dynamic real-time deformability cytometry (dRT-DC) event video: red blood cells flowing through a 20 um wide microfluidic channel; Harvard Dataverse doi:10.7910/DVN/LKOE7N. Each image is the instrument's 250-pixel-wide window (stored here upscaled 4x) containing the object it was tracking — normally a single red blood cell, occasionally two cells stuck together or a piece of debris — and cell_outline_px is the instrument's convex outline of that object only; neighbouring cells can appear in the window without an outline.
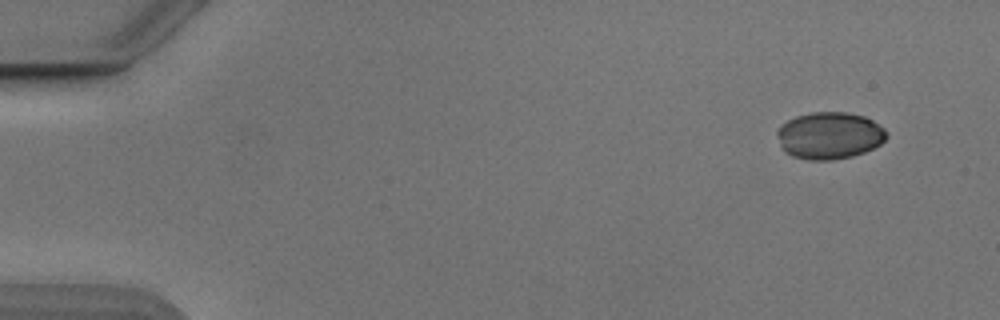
{"species": "Egyptian fruit bat (a non-hibernating species)", "species_latin": "Rousettus aegyptiacus", "temperature_condition": "cold", "stored_images_in_passage": 50, "camera_frame_rate_fps": 3000, "um_per_image_px": 0.085, "animal": {"sex": "male"}, "frame": {"image": 1, "passage_image": 1, "time_ms": 0.0, "image_size_px": [1000, 320], "cell_outline_px": [[888, 136], [880, 144], [864, 152], [852, 156], [832, 160], [808, 160], [792, 156], [784, 152], [776, 132], [780, 124], [796, 116], [812, 112], [848, 112], [864, 116], [872, 120], [884, 128]], "centroid_in_image_um": [70.49, 11.52], "position_along_channel_um": 14.5, "area_um2": 30.06}}
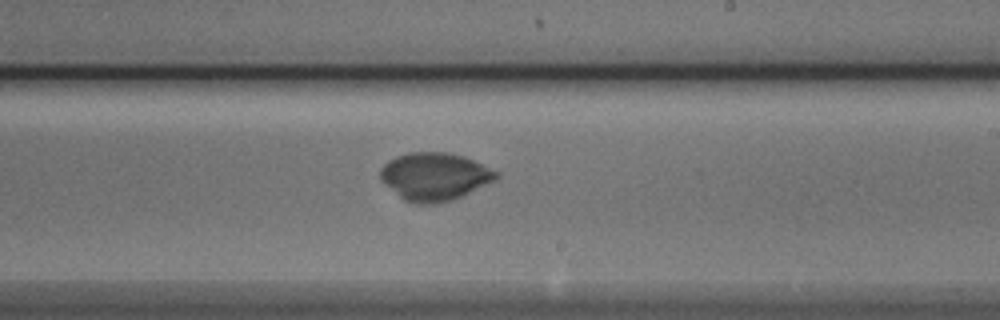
{"frame": {"image": 2, "passage_image": 29, "time_ms": 9.333, "image_size_px": [1000, 320], "cell_outline_px": [[500, 176], [496, 180], [464, 196], [452, 200], [436, 204], [416, 204], [404, 200], [384, 184], [380, 180], [380, 168], [388, 160], [396, 156], [408, 152], [448, 152], [464, 156], [500, 172]], "centroid_in_image_um": [36.95, 15.01], "position_along_channel_um": 252.0, "area_um2": 32.77}}
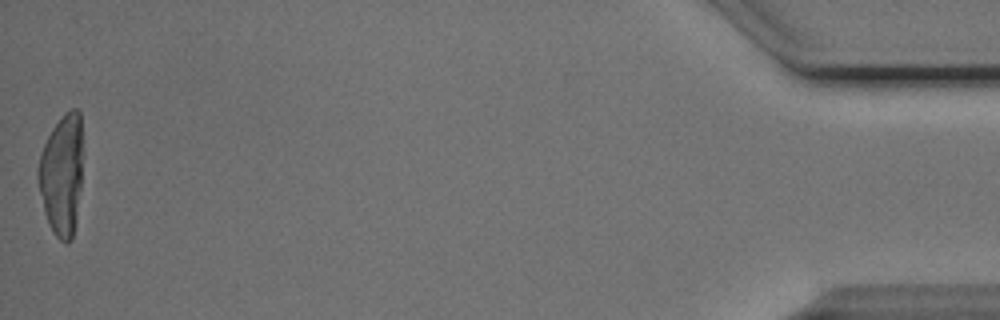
{"frame": {"image": 3, "passage_image": 50, "time_ms": 16.333, "image_size_px": [1000, 320], "cell_outline_px": [[80, 188], [76, 220], [72, 240], [68, 244], [64, 244], [52, 232], [48, 224], [44, 212], [36, 176], [36, 168], [44, 144], [52, 128], [64, 112], [72, 108], [76, 108], [80, 112]], "centroid_in_image_um": [5.21, 14.9], "position_along_channel_um": 430.0, "area_um2": 31.39}}